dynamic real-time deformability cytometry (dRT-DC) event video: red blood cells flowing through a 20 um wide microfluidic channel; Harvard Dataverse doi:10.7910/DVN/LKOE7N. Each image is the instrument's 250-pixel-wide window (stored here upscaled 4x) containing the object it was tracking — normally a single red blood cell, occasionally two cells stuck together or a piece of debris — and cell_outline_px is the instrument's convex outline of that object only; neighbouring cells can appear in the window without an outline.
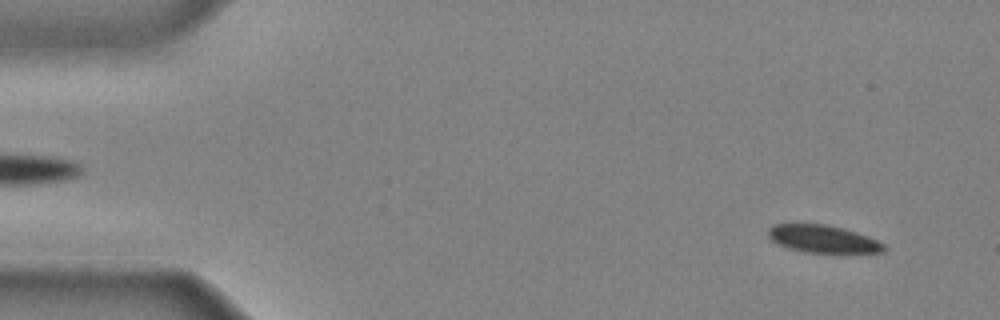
{"species": "common noctule bat (a hibernating species)", "species_latin": "Nyctalus noctula", "temperature_condition": "cold", "stored_images_in_passage": 43, "camera_frame_rate_fps": 3000, "um_per_image_px": 0.085, "animal": {"sex": "male", "body_mass_g": 20.4}, "frame": {"image": 1, "passage_image": 3, "time_ms": 0.667, "image_size_px": [1000, 320], "cell_outline_px": [[888, 248], [884, 252], [836, 256], [832, 256], [804, 252], [788, 248], [776, 244], [768, 236], [768, 228], [772, 224], [824, 224], [844, 228], [868, 236], [884, 244]], "centroid_in_image_um": [70.02, 20.38], "position_along_channel_um": 15.0, "area_um2": 19.77}}
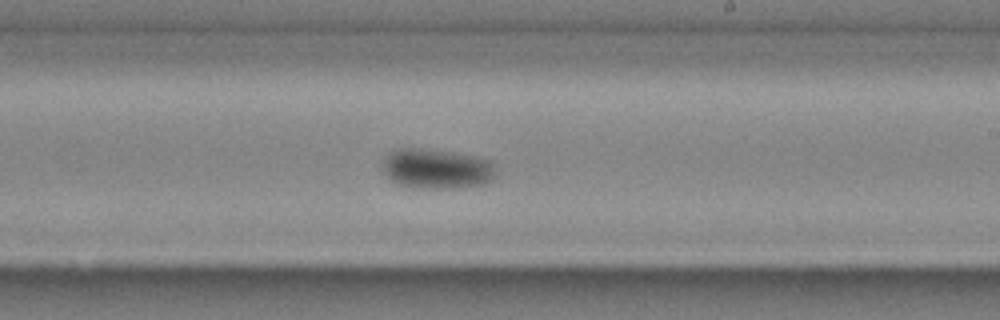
{"frame": {"image": 2, "passage_image": 26, "time_ms": 8.333, "image_size_px": [1000, 320], "cell_outline_px": [[496, 176], [492, 180], [484, 184], [456, 188], [412, 188], [396, 184], [384, 172], [380, 164], [388, 152], [396, 148], [420, 148], [452, 152], [492, 160]], "centroid_in_image_um": [37.08, 14.35], "position_along_channel_um": 251.9, "area_um2": 26.76}}
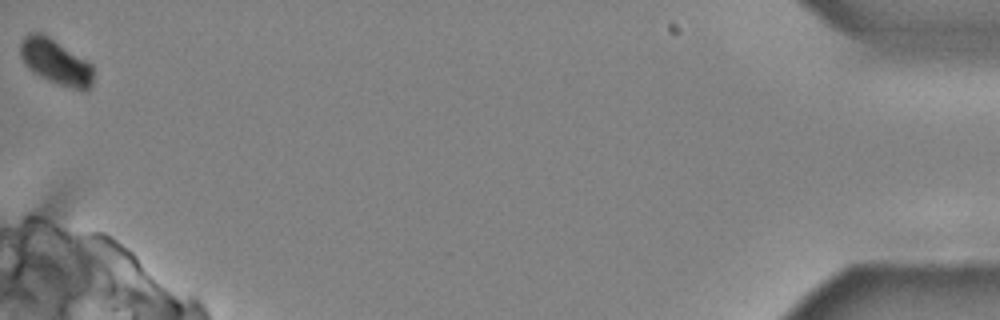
{"frame": {"image": 3, "passage_image": 43, "time_ms": 14.0, "image_size_px": [1000, 320], "cell_outline_px": [[92, 84], [84, 92], [48, 80], [40, 76], [28, 68], [24, 64], [20, 56], [20, 40], [28, 32], [44, 32], [92, 64]], "centroid_in_image_um": [4.7, 5.22], "position_along_channel_um": 430.5, "area_um2": 19.42}}